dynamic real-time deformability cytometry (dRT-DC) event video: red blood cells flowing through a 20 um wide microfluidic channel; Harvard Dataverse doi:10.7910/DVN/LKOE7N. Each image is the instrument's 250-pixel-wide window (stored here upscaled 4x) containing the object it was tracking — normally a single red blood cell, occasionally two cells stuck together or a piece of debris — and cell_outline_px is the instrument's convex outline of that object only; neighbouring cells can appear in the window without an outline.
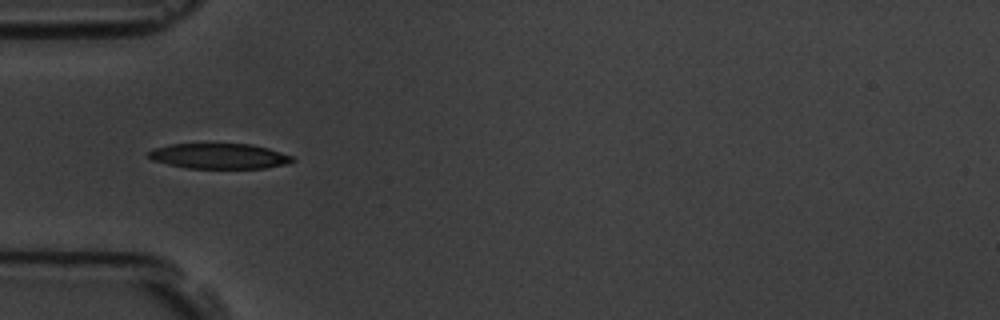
{"species": "common noctule bat (a hibernating species)", "species_latin": "Nyctalus noctula", "temperature_condition": "room temperature", "stored_images_in_passage": 9, "camera_frame_rate_fps": 3000, "um_per_image_px": 0.085, "animal": {"sex": "male", "body_mass_g": 19.5, "forearm_length_mm": 54.6}, "frame": {"image": 1, "passage_image": 3, "time_ms": 2.333, "image_size_px": [1000, 320], "cell_outline_px": [[296, 160], [288, 164], [264, 168], [188, 168], [168, 164], [152, 160], [148, 156], [148, 152], [156, 148], [168, 144], [252, 144], [268, 148], [292, 156]], "centroid_in_image_um": [18.66, 13.27], "position_along_channel_um": 66.3, "area_um2": 21.15}}
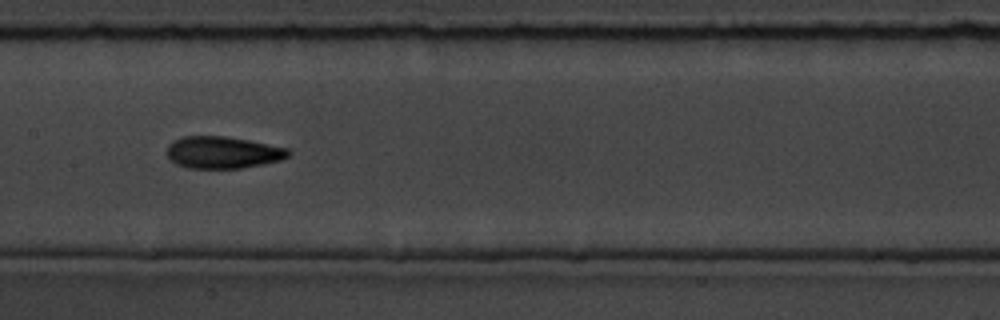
{"frame": {"image": 2, "passage_image": 6, "time_ms": 5.667, "image_size_px": [1000, 320], "cell_outline_px": [[292, 152], [288, 156], [280, 160], [240, 168], [188, 168], [176, 164], [168, 156], [168, 144], [172, 140], [184, 136], [224, 136], [248, 140], [288, 148]], "centroid_in_image_um": [18.92, 12.95], "position_along_channel_um": 188.5, "area_um2": 22.48}}
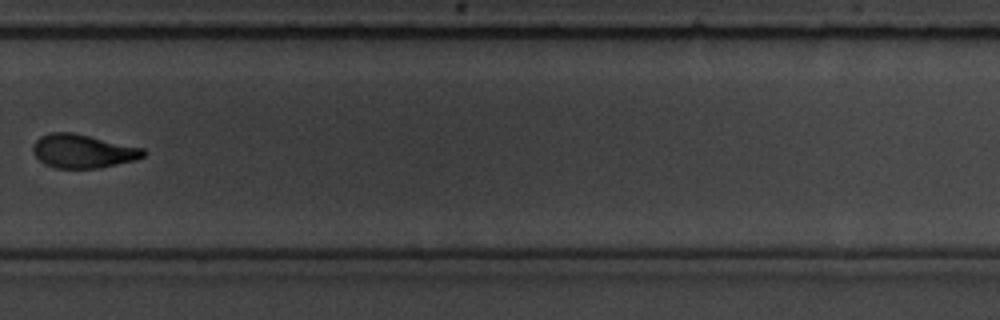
{"frame": {"image": 3, "passage_image": 9, "time_ms": 9.333, "image_size_px": [1000, 320], "cell_outline_px": [[148, 152], [144, 156], [136, 160], [100, 168], [56, 168], [44, 164], [32, 152], [32, 148], [36, 140], [40, 136], [52, 132], [72, 132], [144, 148]], "centroid_in_image_um": [7.06, 12.85], "position_along_channel_um": 322.7, "area_um2": 21.73}}